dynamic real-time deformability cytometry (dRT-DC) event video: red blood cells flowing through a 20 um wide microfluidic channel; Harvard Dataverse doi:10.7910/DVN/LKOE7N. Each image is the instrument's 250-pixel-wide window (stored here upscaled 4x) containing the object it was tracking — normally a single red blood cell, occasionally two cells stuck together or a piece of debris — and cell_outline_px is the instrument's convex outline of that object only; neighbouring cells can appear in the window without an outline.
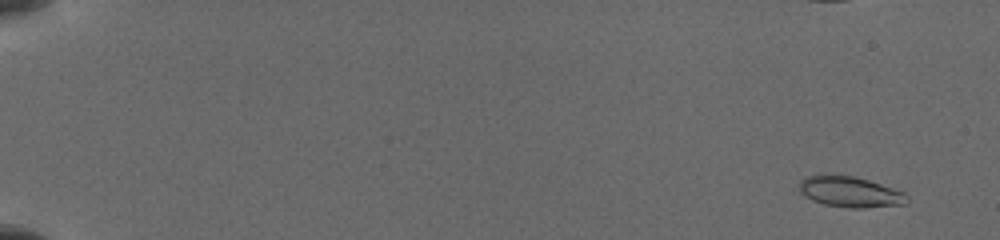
{"species": "common noctule bat (a hibernating species)", "species_latin": "Nyctalus noctula", "temperature_condition": "cold", "stored_images_in_passage": 24, "camera_frame_rate_fps": 3000, "um_per_image_px": 0.085, "animal": {"sex": "female", "body_mass_g": 19.5, "forearm_length_mm": 54.1}, "frame": {"image": 1, "passage_image": 5, "time_ms": 1.0, "image_size_px": [1000, 240], "cell_outline_px": [[908, 200], [904, 204], [864, 208], [848, 208], [824, 204], [812, 200], [804, 196], [800, 192], [800, 180], [808, 176], [820, 172], [852, 176], [868, 180], [904, 192], [908, 196]], "centroid_in_image_um": [72.2, 16.29], "position_along_channel_um": 12.8, "area_um2": 19.54}}